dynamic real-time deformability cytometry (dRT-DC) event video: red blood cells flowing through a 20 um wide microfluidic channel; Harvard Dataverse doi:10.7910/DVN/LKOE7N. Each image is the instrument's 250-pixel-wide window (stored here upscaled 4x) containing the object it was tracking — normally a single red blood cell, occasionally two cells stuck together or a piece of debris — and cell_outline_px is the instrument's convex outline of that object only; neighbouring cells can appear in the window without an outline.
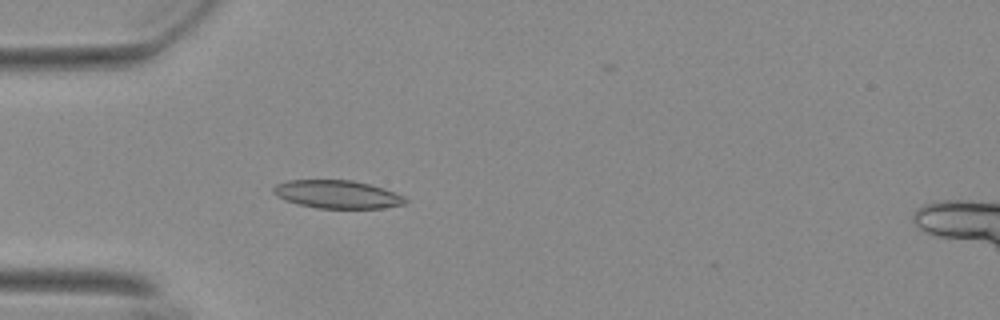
{"species": "Egyptian fruit bat (a non-hibernating species)", "species_latin": "Rousettus aegyptiacus", "temperature_condition": "warm", "stored_images_in_passage": 47, "camera_frame_rate_fps": 3000, "um_per_image_px": 0.085, "animal": {"sex": "female"}, "frame": {"image": 1, "passage_image": 16, "time_ms": 5.0, "image_size_px": [1000, 320], "cell_outline_px": [[408, 200], [404, 204], [384, 208], [316, 208], [284, 200], [276, 196], [272, 192], [272, 188], [276, 184], [288, 180], [352, 180], [384, 188], [404, 196]], "centroid_in_image_um": [28.65, 16.52], "position_along_channel_um": 56.3, "area_um2": 21.62}}
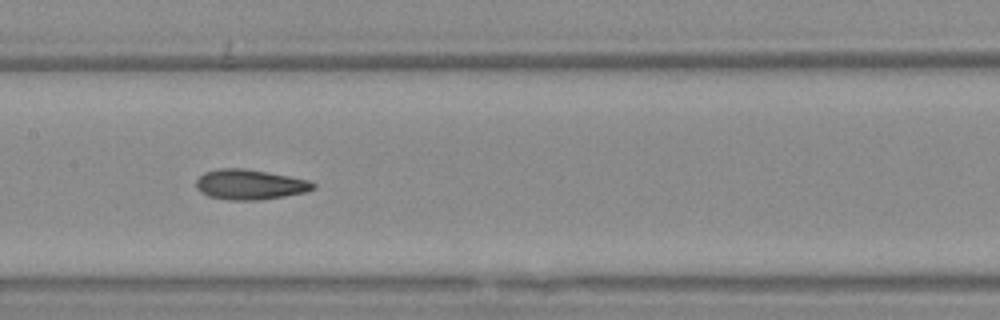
{"frame": {"image": 2, "passage_image": 27, "time_ms": 8.667, "image_size_px": [1000, 320], "cell_outline_px": [[316, 188], [308, 192], [260, 200], [228, 200], [208, 196], [200, 192], [196, 188], [196, 180], [204, 172], [220, 168], [244, 168], [288, 176], [308, 180], [316, 184]], "centroid_in_image_um": [21.23, 15.69], "position_along_channel_um": 186.2, "area_um2": 20.63}}
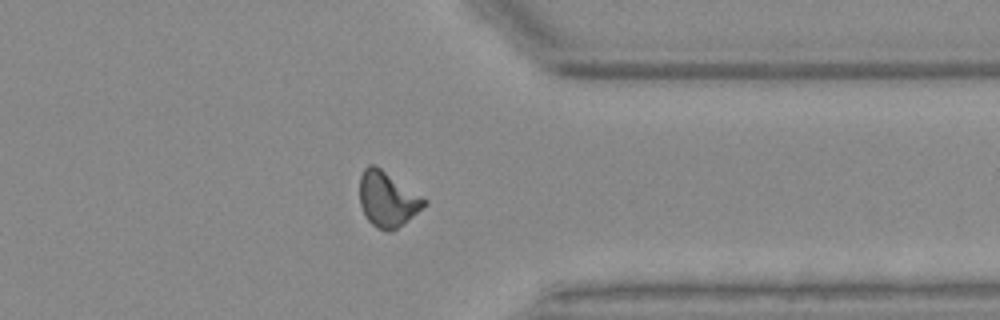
{"frame": {"image": 3, "passage_image": 43, "time_ms": 14.0, "image_size_px": [1000, 320], "cell_outline_px": [[428, 204], [392, 232], [388, 232], [376, 228], [368, 220], [360, 204], [360, 176], [364, 168], [368, 164], [376, 164], [424, 196], [428, 200]], "centroid_in_image_um": [32.96, 16.9], "position_along_channel_um": 378.4, "area_um2": 21.15}, "authors_computed_cell_mechanics": {"area_um2": 20.519, "velocity_mm_per_s": 3.722, "shape_relaxation_time_tau1_ms": null, "shape_relaxation_time_tau2_ms": 2.8487, "deformation_change_tau1": null, "deformation_change_tau2": 0.0968}}